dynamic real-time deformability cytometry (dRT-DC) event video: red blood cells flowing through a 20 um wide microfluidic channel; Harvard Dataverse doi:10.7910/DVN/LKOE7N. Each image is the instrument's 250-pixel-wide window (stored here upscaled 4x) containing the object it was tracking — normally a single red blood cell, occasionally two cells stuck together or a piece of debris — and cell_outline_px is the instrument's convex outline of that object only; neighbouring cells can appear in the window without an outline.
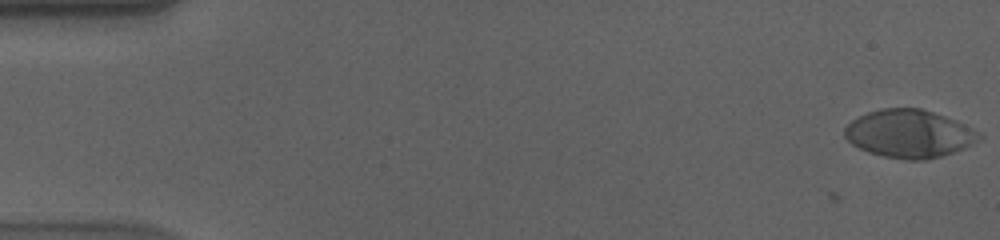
{"species": "human", "species_latin": "Homo sapiens", "temperature_condition": "cold", "stored_images_in_passage": 58, "camera_frame_rate_fps": 3000, "um_per_image_px": 0.085, "donor": {"sex": "male"}, "frame": {"image": 1, "passage_image": 1, "time_ms": 0.0, "image_size_px": [1000, 240], "cell_outline_px": [[984, 136], [972, 144], [964, 148], [940, 156], [924, 160], [908, 160], [884, 156], [868, 152], [852, 144], [844, 136], [844, 128], [852, 120], [868, 112], [884, 108], [920, 108], [956, 120], [984, 132]], "centroid_in_image_um": [77.32, 11.36], "position_along_channel_um": 7.7, "area_um2": 37.57}}
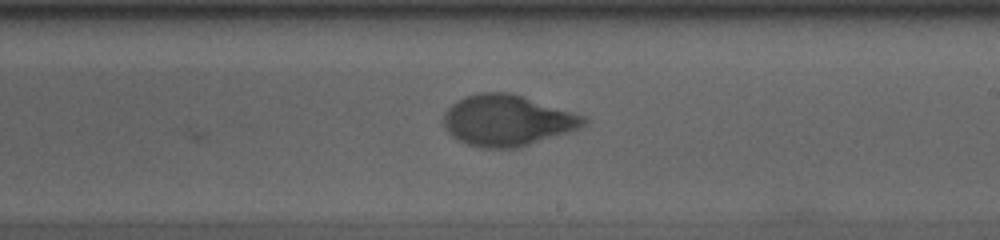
{"frame": {"image": 2, "passage_image": 34, "time_ms": 11.0, "image_size_px": [1000, 240], "cell_outline_px": [[588, 124], [580, 128], [520, 148], [480, 148], [468, 144], [452, 136], [444, 128], [444, 112], [456, 100], [464, 96], [480, 92], [512, 92], [588, 116]], "centroid_in_image_um": [43.16, 10.23], "position_along_channel_um": 245.8, "area_um2": 42.25}}
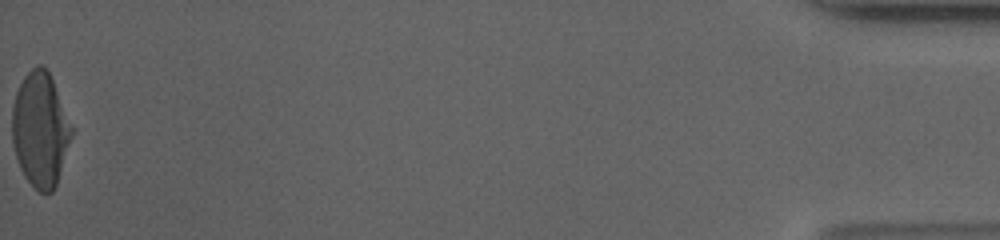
{"frame": {"image": 3, "passage_image": 58, "time_ms": 19.0, "image_size_px": [1000, 240], "cell_outline_px": [[72, 136], [56, 184], [52, 192], [40, 192], [24, 176], [20, 168], [16, 156], [12, 140], [12, 108], [16, 92], [24, 76], [36, 64], [40, 64], [48, 72], [52, 80], [72, 128]], "centroid_in_image_um": [3.4, 11.01], "position_along_channel_um": 431.8, "area_um2": 38.96}, "authors_computed_cell_mechanics": {"area_um2": 40.3155, "velocity_mm_per_s": 3.557, "shape_relaxation_time_tau1_ms": 4.9681, "shape_relaxation_time_tau2_ms": null, "deformation_change_tau1": 0.2048, "deformation_change_tau2": null}}